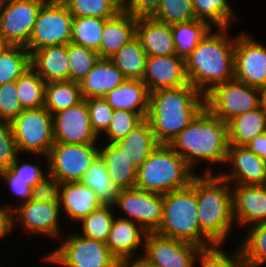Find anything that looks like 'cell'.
I'll return each mask as SVG.
<instances>
[{
    "label": "cell",
    "instance_id": "cb8c5ba5",
    "mask_svg": "<svg viewBox=\"0 0 266 267\" xmlns=\"http://www.w3.org/2000/svg\"><path fill=\"white\" fill-rule=\"evenodd\" d=\"M137 19L122 9L114 17L105 20L99 48L100 58H112L136 36Z\"/></svg>",
    "mask_w": 266,
    "mask_h": 267
},
{
    "label": "cell",
    "instance_id": "94428289",
    "mask_svg": "<svg viewBox=\"0 0 266 267\" xmlns=\"http://www.w3.org/2000/svg\"><path fill=\"white\" fill-rule=\"evenodd\" d=\"M6 1H11V0H0V3L6 2Z\"/></svg>",
    "mask_w": 266,
    "mask_h": 267
},
{
    "label": "cell",
    "instance_id": "83f0119b",
    "mask_svg": "<svg viewBox=\"0 0 266 267\" xmlns=\"http://www.w3.org/2000/svg\"><path fill=\"white\" fill-rule=\"evenodd\" d=\"M123 154L137 169L159 145L156 141L151 124L144 118L124 138L114 142Z\"/></svg>",
    "mask_w": 266,
    "mask_h": 267
},
{
    "label": "cell",
    "instance_id": "5b68a950",
    "mask_svg": "<svg viewBox=\"0 0 266 267\" xmlns=\"http://www.w3.org/2000/svg\"><path fill=\"white\" fill-rule=\"evenodd\" d=\"M197 210L195 176L189 186L163 194V218L155 232L200 248L214 245L201 231Z\"/></svg>",
    "mask_w": 266,
    "mask_h": 267
},
{
    "label": "cell",
    "instance_id": "d590c367",
    "mask_svg": "<svg viewBox=\"0 0 266 267\" xmlns=\"http://www.w3.org/2000/svg\"><path fill=\"white\" fill-rule=\"evenodd\" d=\"M243 232L244 238L241 241L239 238L238 245L247 267H263L266 265V221L251 225Z\"/></svg>",
    "mask_w": 266,
    "mask_h": 267
},
{
    "label": "cell",
    "instance_id": "8d00e7d4",
    "mask_svg": "<svg viewBox=\"0 0 266 267\" xmlns=\"http://www.w3.org/2000/svg\"><path fill=\"white\" fill-rule=\"evenodd\" d=\"M116 212L113 206H101L77 223L80 236L106 243ZM79 224V225H78Z\"/></svg>",
    "mask_w": 266,
    "mask_h": 267
},
{
    "label": "cell",
    "instance_id": "4fadbf2b",
    "mask_svg": "<svg viewBox=\"0 0 266 267\" xmlns=\"http://www.w3.org/2000/svg\"><path fill=\"white\" fill-rule=\"evenodd\" d=\"M113 207L117 217L136 222L147 232H155L163 218V194L136 187L120 190Z\"/></svg>",
    "mask_w": 266,
    "mask_h": 267
},
{
    "label": "cell",
    "instance_id": "ab89813d",
    "mask_svg": "<svg viewBox=\"0 0 266 267\" xmlns=\"http://www.w3.org/2000/svg\"><path fill=\"white\" fill-rule=\"evenodd\" d=\"M105 20L89 16L73 17L71 42L94 50L99 54Z\"/></svg>",
    "mask_w": 266,
    "mask_h": 267
},
{
    "label": "cell",
    "instance_id": "4dcf8cb0",
    "mask_svg": "<svg viewBox=\"0 0 266 267\" xmlns=\"http://www.w3.org/2000/svg\"><path fill=\"white\" fill-rule=\"evenodd\" d=\"M80 182L94 191L101 205L114 206L120 189L113 184L100 155L84 173Z\"/></svg>",
    "mask_w": 266,
    "mask_h": 267
},
{
    "label": "cell",
    "instance_id": "d6986e66",
    "mask_svg": "<svg viewBox=\"0 0 266 267\" xmlns=\"http://www.w3.org/2000/svg\"><path fill=\"white\" fill-rule=\"evenodd\" d=\"M142 81L150 93L188 85L185 59L177 55L147 56Z\"/></svg>",
    "mask_w": 266,
    "mask_h": 267
},
{
    "label": "cell",
    "instance_id": "30bf717a",
    "mask_svg": "<svg viewBox=\"0 0 266 267\" xmlns=\"http://www.w3.org/2000/svg\"><path fill=\"white\" fill-rule=\"evenodd\" d=\"M262 90L237 79L215 86L205 95V107L223 122L258 108Z\"/></svg>",
    "mask_w": 266,
    "mask_h": 267
},
{
    "label": "cell",
    "instance_id": "484cf974",
    "mask_svg": "<svg viewBox=\"0 0 266 267\" xmlns=\"http://www.w3.org/2000/svg\"><path fill=\"white\" fill-rule=\"evenodd\" d=\"M127 79L111 59L99 58L91 71L80 82L83 99L104 98Z\"/></svg>",
    "mask_w": 266,
    "mask_h": 267
},
{
    "label": "cell",
    "instance_id": "7bdbcfd3",
    "mask_svg": "<svg viewBox=\"0 0 266 267\" xmlns=\"http://www.w3.org/2000/svg\"><path fill=\"white\" fill-rule=\"evenodd\" d=\"M31 158L30 160H34L33 163L28 161V158H25L27 159L26 162L23 154H19L8 169L14 174V180L26 181V183L33 188L43 177H45L46 174H48V166L46 156L31 155Z\"/></svg>",
    "mask_w": 266,
    "mask_h": 267
},
{
    "label": "cell",
    "instance_id": "91938a15",
    "mask_svg": "<svg viewBox=\"0 0 266 267\" xmlns=\"http://www.w3.org/2000/svg\"><path fill=\"white\" fill-rule=\"evenodd\" d=\"M122 7L126 5L129 0H116Z\"/></svg>",
    "mask_w": 266,
    "mask_h": 267
},
{
    "label": "cell",
    "instance_id": "b9f144b4",
    "mask_svg": "<svg viewBox=\"0 0 266 267\" xmlns=\"http://www.w3.org/2000/svg\"><path fill=\"white\" fill-rule=\"evenodd\" d=\"M73 17H96L109 19L123 7L116 0H62Z\"/></svg>",
    "mask_w": 266,
    "mask_h": 267
},
{
    "label": "cell",
    "instance_id": "f1b7e54d",
    "mask_svg": "<svg viewBox=\"0 0 266 267\" xmlns=\"http://www.w3.org/2000/svg\"><path fill=\"white\" fill-rule=\"evenodd\" d=\"M99 155L117 188L124 190L136 186L137 168L114 143L99 142Z\"/></svg>",
    "mask_w": 266,
    "mask_h": 267
},
{
    "label": "cell",
    "instance_id": "6da1fadb",
    "mask_svg": "<svg viewBox=\"0 0 266 267\" xmlns=\"http://www.w3.org/2000/svg\"><path fill=\"white\" fill-rule=\"evenodd\" d=\"M169 145L196 174H217L216 166H224L227 159V123L205 107ZM201 164L205 166L197 173L195 167Z\"/></svg>",
    "mask_w": 266,
    "mask_h": 267
},
{
    "label": "cell",
    "instance_id": "603a6c76",
    "mask_svg": "<svg viewBox=\"0 0 266 267\" xmlns=\"http://www.w3.org/2000/svg\"><path fill=\"white\" fill-rule=\"evenodd\" d=\"M136 37L147 56L176 55L171 25L152 17H138Z\"/></svg>",
    "mask_w": 266,
    "mask_h": 267
},
{
    "label": "cell",
    "instance_id": "8fae6325",
    "mask_svg": "<svg viewBox=\"0 0 266 267\" xmlns=\"http://www.w3.org/2000/svg\"><path fill=\"white\" fill-rule=\"evenodd\" d=\"M99 156V143L55 142L47 155L48 173L60 183L77 182Z\"/></svg>",
    "mask_w": 266,
    "mask_h": 267
},
{
    "label": "cell",
    "instance_id": "277c9868",
    "mask_svg": "<svg viewBox=\"0 0 266 267\" xmlns=\"http://www.w3.org/2000/svg\"><path fill=\"white\" fill-rule=\"evenodd\" d=\"M196 199L201 231L214 244H224L225 248L236 232L231 185L219 174H197Z\"/></svg>",
    "mask_w": 266,
    "mask_h": 267
},
{
    "label": "cell",
    "instance_id": "e0dca14e",
    "mask_svg": "<svg viewBox=\"0 0 266 267\" xmlns=\"http://www.w3.org/2000/svg\"><path fill=\"white\" fill-rule=\"evenodd\" d=\"M225 167L218 174L230 185H266V161L246 145L229 144Z\"/></svg>",
    "mask_w": 266,
    "mask_h": 267
},
{
    "label": "cell",
    "instance_id": "f5cc1de1",
    "mask_svg": "<svg viewBox=\"0 0 266 267\" xmlns=\"http://www.w3.org/2000/svg\"><path fill=\"white\" fill-rule=\"evenodd\" d=\"M160 4L161 0H129L123 9L135 17H151Z\"/></svg>",
    "mask_w": 266,
    "mask_h": 267
},
{
    "label": "cell",
    "instance_id": "74e56055",
    "mask_svg": "<svg viewBox=\"0 0 266 267\" xmlns=\"http://www.w3.org/2000/svg\"><path fill=\"white\" fill-rule=\"evenodd\" d=\"M31 67V53L20 45H9L0 56V85L17 81Z\"/></svg>",
    "mask_w": 266,
    "mask_h": 267
},
{
    "label": "cell",
    "instance_id": "c3c4849f",
    "mask_svg": "<svg viewBox=\"0 0 266 267\" xmlns=\"http://www.w3.org/2000/svg\"><path fill=\"white\" fill-rule=\"evenodd\" d=\"M22 111L16 81L0 85V120L11 122Z\"/></svg>",
    "mask_w": 266,
    "mask_h": 267
},
{
    "label": "cell",
    "instance_id": "52a82bcc",
    "mask_svg": "<svg viewBox=\"0 0 266 267\" xmlns=\"http://www.w3.org/2000/svg\"><path fill=\"white\" fill-rule=\"evenodd\" d=\"M71 230L59 239L57 248L55 246L44 253L41 260L45 264L59 267H121L106 243L80 236L73 228Z\"/></svg>",
    "mask_w": 266,
    "mask_h": 267
},
{
    "label": "cell",
    "instance_id": "4316f807",
    "mask_svg": "<svg viewBox=\"0 0 266 267\" xmlns=\"http://www.w3.org/2000/svg\"><path fill=\"white\" fill-rule=\"evenodd\" d=\"M150 92L142 80L124 81L108 92L104 99L113 110H128L147 117Z\"/></svg>",
    "mask_w": 266,
    "mask_h": 267
},
{
    "label": "cell",
    "instance_id": "ac0fdd59",
    "mask_svg": "<svg viewBox=\"0 0 266 267\" xmlns=\"http://www.w3.org/2000/svg\"><path fill=\"white\" fill-rule=\"evenodd\" d=\"M53 126L57 143L91 144L100 141L92 129L88 106L84 99L66 110L55 113Z\"/></svg>",
    "mask_w": 266,
    "mask_h": 267
},
{
    "label": "cell",
    "instance_id": "60d3db41",
    "mask_svg": "<svg viewBox=\"0 0 266 267\" xmlns=\"http://www.w3.org/2000/svg\"><path fill=\"white\" fill-rule=\"evenodd\" d=\"M46 82L30 67L16 81L20 104L25 109L44 107Z\"/></svg>",
    "mask_w": 266,
    "mask_h": 267
},
{
    "label": "cell",
    "instance_id": "5bb4252c",
    "mask_svg": "<svg viewBox=\"0 0 266 267\" xmlns=\"http://www.w3.org/2000/svg\"><path fill=\"white\" fill-rule=\"evenodd\" d=\"M47 0H11L0 5V38L26 47L42 5Z\"/></svg>",
    "mask_w": 266,
    "mask_h": 267
},
{
    "label": "cell",
    "instance_id": "680465c9",
    "mask_svg": "<svg viewBox=\"0 0 266 267\" xmlns=\"http://www.w3.org/2000/svg\"><path fill=\"white\" fill-rule=\"evenodd\" d=\"M8 46L9 44L6 41H4L2 38H0V56L6 50Z\"/></svg>",
    "mask_w": 266,
    "mask_h": 267
},
{
    "label": "cell",
    "instance_id": "bcb514c9",
    "mask_svg": "<svg viewBox=\"0 0 266 267\" xmlns=\"http://www.w3.org/2000/svg\"><path fill=\"white\" fill-rule=\"evenodd\" d=\"M143 118L133 111L114 110L107 130L99 137L100 142L114 143L131 132Z\"/></svg>",
    "mask_w": 266,
    "mask_h": 267
},
{
    "label": "cell",
    "instance_id": "6f0895ef",
    "mask_svg": "<svg viewBox=\"0 0 266 267\" xmlns=\"http://www.w3.org/2000/svg\"><path fill=\"white\" fill-rule=\"evenodd\" d=\"M261 106L263 108L264 114L266 115V90H263L261 94Z\"/></svg>",
    "mask_w": 266,
    "mask_h": 267
},
{
    "label": "cell",
    "instance_id": "7c38bea8",
    "mask_svg": "<svg viewBox=\"0 0 266 267\" xmlns=\"http://www.w3.org/2000/svg\"><path fill=\"white\" fill-rule=\"evenodd\" d=\"M62 213L59 202H40L28 200L13 210L14 231L18 225L20 230L38 235L46 239L58 241L65 233L62 223Z\"/></svg>",
    "mask_w": 266,
    "mask_h": 267
},
{
    "label": "cell",
    "instance_id": "836d02e7",
    "mask_svg": "<svg viewBox=\"0 0 266 267\" xmlns=\"http://www.w3.org/2000/svg\"><path fill=\"white\" fill-rule=\"evenodd\" d=\"M129 80H142L147 54L135 36L110 58Z\"/></svg>",
    "mask_w": 266,
    "mask_h": 267
},
{
    "label": "cell",
    "instance_id": "f6af8a7d",
    "mask_svg": "<svg viewBox=\"0 0 266 267\" xmlns=\"http://www.w3.org/2000/svg\"><path fill=\"white\" fill-rule=\"evenodd\" d=\"M151 17L168 25L196 19L192 0H161Z\"/></svg>",
    "mask_w": 266,
    "mask_h": 267
},
{
    "label": "cell",
    "instance_id": "db71d44e",
    "mask_svg": "<svg viewBox=\"0 0 266 267\" xmlns=\"http://www.w3.org/2000/svg\"><path fill=\"white\" fill-rule=\"evenodd\" d=\"M14 231L13 211L0 205V239L5 238Z\"/></svg>",
    "mask_w": 266,
    "mask_h": 267
},
{
    "label": "cell",
    "instance_id": "f907efd6",
    "mask_svg": "<svg viewBox=\"0 0 266 267\" xmlns=\"http://www.w3.org/2000/svg\"><path fill=\"white\" fill-rule=\"evenodd\" d=\"M18 155L10 122L0 120V171L8 169Z\"/></svg>",
    "mask_w": 266,
    "mask_h": 267
},
{
    "label": "cell",
    "instance_id": "2e32d148",
    "mask_svg": "<svg viewBox=\"0 0 266 267\" xmlns=\"http://www.w3.org/2000/svg\"><path fill=\"white\" fill-rule=\"evenodd\" d=\"M201 248L192 243L147 232L142 257L158 267H194Z\"/></svg>",
    "mask_w": 266,
    "mask_h": 267
},
{
    "label": "cell",
    "instance_id": "681fc988",
    "mask_svg": "<svg viewBox=\"0 0 266 267\" xmlns=\"http://www.w3.org/2000/svg\"><path fill=\"white\" fill-rule=\"evenodd\" d=\"M4 184L3 186L10 190V193L13 194L15 198L16 205H13L11 202L9 204H1L0 205L6 207L8 210L13 211L19 205L26 203L31 199L32 188L26 183V181L22 180H14V174L9 170L5 169L0 171V183Z\"/></svg>",
    "mask_w": 266,
    "mask_h": 267
},
{
    "label": "cell",
    "instance_id": "ee69618b",
    "mask_svg": "<svg viewBox=\"0 0 266 267\" xmlns=\"http://www.w3.org/2000/svg\"><path fill=\"white\" fill-rule=\"evenodd\" d=\"M70 65V80L81 82L99 60V54L84 46L70 42L67 44Z\"/></svg>",
    "mask_w": 266,
    "mask_h": 267
},
{
    "label": "cell",
    "instance_id": "f546056e",
    "mask_svg": "<svg viewBox=\"0 0 266 267\" xmlns=\"http://www.w3.org/2000/svg\"><path fill=\"white\" fill-rule=\"evenodd\" d=\"M227 128L229 144L246 145L266 131V115L262 106L235 116L227 122Z\"/></svg>",
    "mask_w": 266,
    "mask_h": 267
},
{
    "label": "cell",
    "instance_id": "7a4b0ae2",
    "mask_svg": "<svg viewBox=\"0 0 266 267\" xmlns=\"http://www.w3.org/2000/svg\"><path fill=\"white\" fill-rule=\"evenodd\" d=\"M231 29L212 28L185 59L189 83L204 96L235 77L236 35H231Z\"/></svg>",
    "mask_w": 266,
    "mask_h": 267
},
{
    "label": "cell",
    "instance_id": "ba28073f",
    "mask_svg": "<svg viewBox=\"0 0 266 267\" xmlns=\"http://www.w3.org/2000/svg\"><path fill=\"white\" fill-rule=\"evenodd\" d=\"M10 124L19 154L47 157L55 138L53 115L45 107L25 109Z\"/></svg>",
    "mask_w": 266,
    "mask_h": 267
},
{
    "label": "cell",
    "instance_id": "ffe728a7",
    "mask_svg": "<svg viewBox=\"0 0 266 267\" xmlns=\"http://www.w3.org/2000/svg\"><path fill=\"white\" fill-rule=\"evenodd\" d=\"M231 190L233 218L239 231L266 221V185H231Z\"/></svg>",
    "mask_w": 266,
    "mask_h": 267
},
{
    "label": "cell",
    "instance_id": "9f6ffc18",
    "mask_svg": "<svg viewBox=\"0 0 266 267\" xmlns=\"http://www.w3.org/2000/svg\"><path fill=\"white\" fill-rule=\"evenodd\" d=\"M121 267H158L146 261L142 256L121 263Z\"/></svg>",
    "mask_w": 266,
    "mask_h": 267
},
{
    "label": "cell",
    "instance_id": "e575fe53",
    "mask_svg": "<svg viewBox=\"0 0 266 267\" xmlns=\"http://www.w3.org/2000/svg\"><path fill=\"white\" fill-rule=\"evenodd\" d=\"M211 29L207 22L197 19L172 24L176 55L186 59Z\"/></svg>",
    "mask_w": 266,
    "mask_h": 267
},
{
    "label": "cell",
    "instance_id": "9c48e42d",
    "mask_svg": "<svg viewBox=\"0 0 266 267\" xmlns=\"http://www.w3.org/2000/svg\"><path fill=\"white\" fill-rule=\"evenodd\" d=\"M73 16L62 0H47L41 7L25 47L31 54L40 48L71 42Z\"/></svg>",
    "mask_w": 266,
    "mask_h": 267
},
{
    "label": "cell",
    "instance_id": "d6a6232c",
    "mask_svg": "<svg viewBox=\"0 0 266 267\" xmlns=\"http://www.w3.org/2000/svg\"><path fill=\"white\" fill-rule=\"evenodd\" d=\"M83 96L80 83L71 80L48 82L45 86L44 107L52 114L80 103Z\"/></svg>",
    "mask_w": 266,
    "mask_h": 267
},
{
    "label": "cell",
    "instance_id": "1f68e13d",
    "mask_svg": "<svg viewBox=\"0 0 266 267\" xmlns=\"http://www.w3.org/2000/svg\"><path fill=\"white\" fill-rule=\"evenodd\" d=\"M197 20L207 22L212 28L232 27L239 16L228 0H192Z\"/></svg>",
    "mask_w": 266,
    "mask_h": 267
},
{
    "label": "cell",
    "instance_id": "816d5d0a",
    "mask_svg": "<svg viewBox=\"0 0 266 267\" xmlns=\"http://www.w3.org/2000/svg\"><path fill=\"white\" fill-rule=\"evenodd\" d=\"M61 183L49 173L33 188L31 200L40 202H59Z\"/></svg>",
    "mask_w": 266,
    "mask_h": 267
},
{
    "label": "cell",
    "instance_id": "8992f818",
    "mask_svg": "<svg viewBox=\"0 0 266 267\" xmlns=\"http://www.w3.org/2000/svg\"><path fill=\"white\" fill-rule=\"evenodd\" d=\"M196 175L169 144H159L137 169L135 187L166 194L189 186Z\"/></svg>",
    "mask_w": 266,
    "mask_h": 267
},
{
    "label": "cell",
    "instance_id": "7402d4cb",
    "mask_svg": "<svg viewBox=\"0 0 266 267\" xmlns=\"http://www.w3.org/2000/svg\"><path fill=\"white\" fill-rule=\"evenodd\" d=\"M59 204L63 218L75 223L72 228L102 206L94 191L80 181L61 183Z\"/></svg>",
    "mask_w": 266,
    "mask_h": 267
},
{
    "label": "cell",
    "instance_id": "7dc6e473",
    "mask_svg": "<svg viewBox=\"0 0 266 267\" xmlns=\"http://www.w3.org/2000/svg\"><path fill=\"white\" fill-rule=\"evenodd\" d=\"M84 100L88 106L92 129L98 137H101L112 120L114 110L104 98H88Z\"/></svg>",
    "mask_w": 266,
    "mask_h": 267
},
{
    "label": "cell",
    "instance_id": "f35d334b",
    "mask_svg": "<svg viewBox=\"0 0 266 267\" xmlns=\"http://www.w3.org/2000/svg\"><path fill=\"white\" fill-rule=\"evenodd\" d=\"M223 246L224 244H214L201 248L195 258L194 267H247L239 245L231 252L227 249L225 251Z\"/></svg>",
    "mask_w": 266,
    "mask_h": 267
},
{
    "label": "cell",
    "instance_id": "44dd1931",
    "mask_svg": "<svg viewBox=\"0 0 266 267\" xmlns=\"http://www.w3.org/2000/svg\"><path fill=\"white\" fill-rule=\"evenodd\" d=\"M146 235L147 231L141 225L116 216L106 245L120 263H123L143 255Z\"/></svg>",
    "mask_w": 266,
    "mask_h": 267
},
{
    "label": "cell",
    "instance_id": "3957f363",
    "mask_svg": "<svg viewBox=\"0 0 266 267\" xmlns=\"http://www.w3.org/2000/svg\"><path fill=\"white\" fill-rule=\"evenodd\" d=\"M205 108V96L190 83L151 92L146 119L159 144L170 142Z\"/></svg>",
    "mask_w": 266,
    "mask_h": 267
},
{
    "label": "cell",
    "instance_id": "11a10c76",
    "mask_svg": "<svg viewBox=\"0 0 266 267\" xmlns=\"http://www.w3.org/2000/svg\"><path fill=\"white\" fill-rule=\"evenodd\" d=\"M246 146L262 160L266 161V131L248 142Z\"/></svg>",
    "mask_w": 266,
    "mask_h": 267
},
{
    "label": "cell",
    "instance_id": "9a60e30c",
    "mask_svg": "<svg viewBox=\"0 0 266 267\" xmlns=\"http://www.w3.org/2000/svg\"><path fill=\"white\" fill-rule=\"evenodd\" d=\"M235 79L266 90V44L256 40L250 32L236 35L234 45Z\"/></svg>",
    "mask_w": 266,
    "mask_h": 267
},
{
    "label": "cell",
    "instance_id": "d4e9b609",
    "mask_svg": "<svg viewBox=\"0 0 266 267\" xmlns=\"http://www.w3.org/2000/svg\"><path fill=\"white\" fill-rule=\"evenodd\" d=\"M31 67L46 83L70 80L67 45H53L31 54Z\"/></svg>",
    "mask_w": 266,
    "mask_h": 267
}]
</instances>
